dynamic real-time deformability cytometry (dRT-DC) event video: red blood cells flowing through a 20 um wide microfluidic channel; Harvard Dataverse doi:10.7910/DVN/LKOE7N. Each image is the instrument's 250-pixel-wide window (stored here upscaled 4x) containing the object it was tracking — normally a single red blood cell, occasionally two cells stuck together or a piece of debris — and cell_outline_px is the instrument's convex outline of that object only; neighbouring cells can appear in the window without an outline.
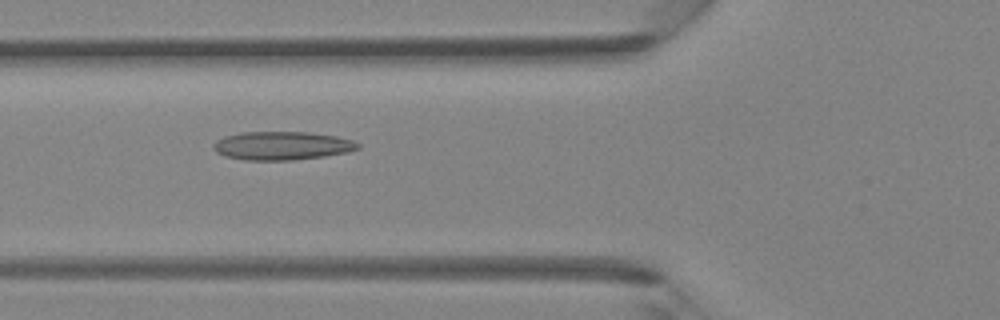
{"species": "Egyptian fruit bat (a non-hibernating species)", "species_latin": "Rousettus aegyptiacus", "temperature_condition": "room temperature", "stored_images_in_passage": 37, "camera_frame_rate_fps": 3000, "um_per_image_px": 0.085, "animal": {"sex": "female"}, "frame": {"image": 1, "passage_image": 10, "time_ms": 3.0, "image_size_px": [1000, 320], "cell_outline_px": [[360, 148], [348, 152], [324, 156], [292, 160], [244, 160], [224, 156], [216, 152], [212, 144], [216, 140], [224, 136], [240, 132], [308, 132], [336, 136], [352, 140], [360, 144]], "centroid_in_image_um": [23.95, 12.38], "position_along_channel_um": 101.9, "area_um2": 24.04}}
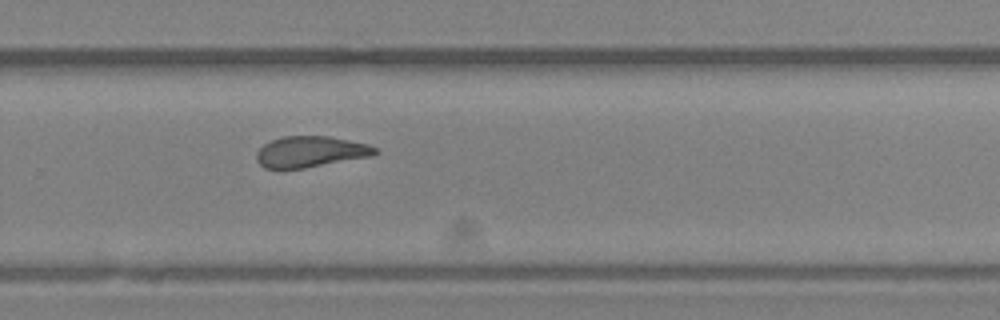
{"frame": {"image": 2, "passage_image": 23, "time_ms": 7.333, "image_size_px": [1000, 320], "cell_outline_px": [[380, 152], [372, 156], [304, 168], [264, 168], [256, 160], [256, 152], [264, 144], [272, 140], [284, 136], [328, 136], [368, 144], [380, 148]], "centroid_in_image_um": [26.43, 12.89], "position_along_channel_um": 303.4, "area_um2": 21.44}}
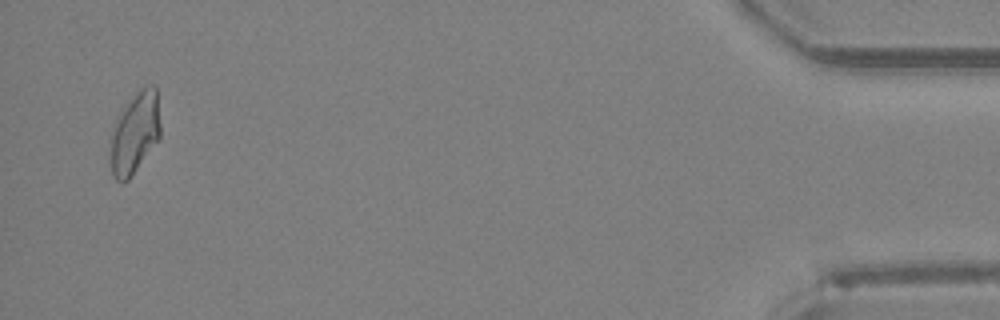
{"frame": {"image": 3, "passage_image": 36, "time_ms": 11.667, "image_size_px": [1000, 320], "cell_outline_px": [[160, 136], [128, 180], [116, 180], [112, 176], [112, 128], [124, 108], [136, 92], [140, 88], [148, 84], [152, 84], [156, 88], [160, 124]], "centroid_in_image_um": [11.49, 11.26], "position_along_channel_um": 423.7, "area_um2": 22.83}}